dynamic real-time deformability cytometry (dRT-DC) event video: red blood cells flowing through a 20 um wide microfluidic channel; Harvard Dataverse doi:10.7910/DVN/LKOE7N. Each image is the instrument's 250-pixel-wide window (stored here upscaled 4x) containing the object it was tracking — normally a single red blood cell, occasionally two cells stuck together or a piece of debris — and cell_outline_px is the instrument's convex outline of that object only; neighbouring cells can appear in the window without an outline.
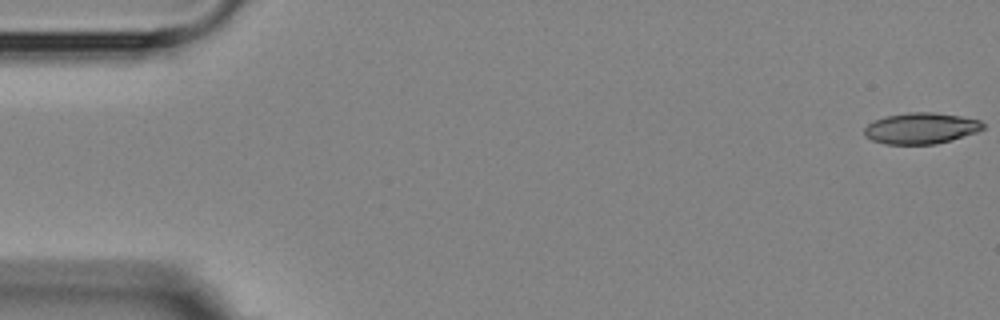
{"species": "Egyptian fruit bat (a non-hibernating species)", "species_latin": "Rousettus aegyptiacus", "temperature_condition": "room temperature", "stored_images_in_passage": 4, "camera_frame_rate_fps": 3000, "um_per_image_px": 0.085, "animal": {"sex": "female"}, "frame": {"image": 1, "passage_image": 1, "time_ms": 0.0, "image_size_px": [1000, 320], "cell_outline_px": [[984, 128], [976, 132], [952, 140], [936, 144], [884, 144], [872, 140], [864, 136], [864, 128], [868, 124], [884, 116], [908, 112], [932, 112], [960, 116], [980, 120], [984, 124]], "centroid_in_image_um": [78.27, 10.9], "position_along_channel_um": 6.7, "area_um2": 21.56}}